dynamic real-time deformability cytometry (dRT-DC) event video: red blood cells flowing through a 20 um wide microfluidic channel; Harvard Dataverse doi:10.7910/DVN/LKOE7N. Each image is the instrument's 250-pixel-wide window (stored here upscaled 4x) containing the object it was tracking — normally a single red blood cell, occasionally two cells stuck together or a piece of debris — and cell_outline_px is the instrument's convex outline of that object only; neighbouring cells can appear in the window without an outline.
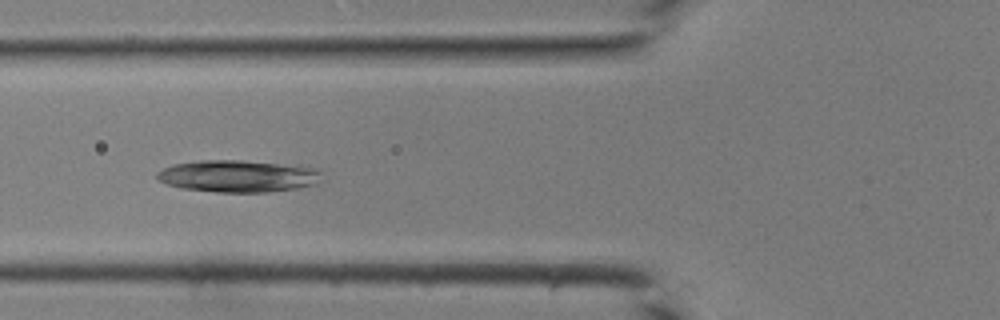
{"species": "common noctule bat (a hibernating species)", "species_latin": "Nyctalus noctula", "temperature_condition": "room temperature", "stored_images_in_passage": 28, "camera_frame_rate_fps": 3000, "um_per_image_px": 0.085, "animal": {"sex": "male", "body_mass_g": 19.0, "forearm_length_mm": 50.8}, "frame": {"image": 1, "passage_image": 8, "time_ms": 2.333, "image_size_px": [1000, 320], "cell_outline_px": [[320, 172], [316, 184], [296, 188], [268, 192], [216, 192], [180, 188], [168, 184], [160, 180], [156, 176], [156, 172], [172, 164], [200, 160], [240, 160], [300, 164], [320, 168]], "centroid_in_image_um": [20.27, 14.95], "position_along_channel_um": 105.5, "area_um2": 31.15}}
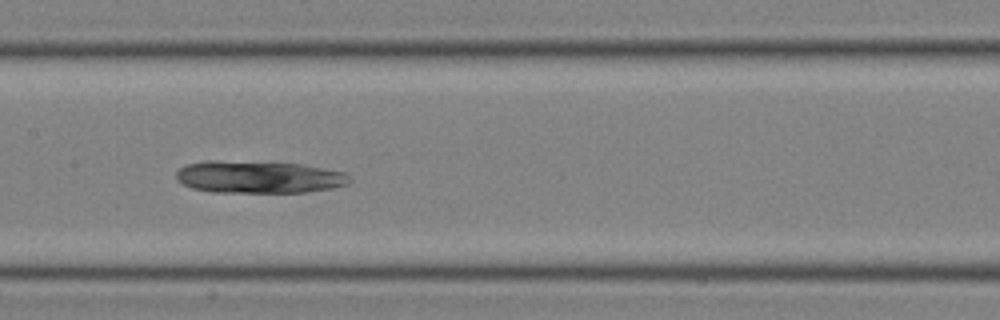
{"frame": {"image": 2, "passage_image": 13, "time_ms": 4.0, "image_size_px": [1000, 320], "cell_outline_px": [[352, 180], [348, 184], [328, 188], [304, 192], [212, 192], [192, 188], [176, 180], [176, 172], [180, 168], [188, 164], [208, 160], [212, 160], [300, 164], [344, 172]], "centroid_in_image_um": [21.95, 15.05], "position_along_channel_um": 185.4, "area_um2": 32.31}}
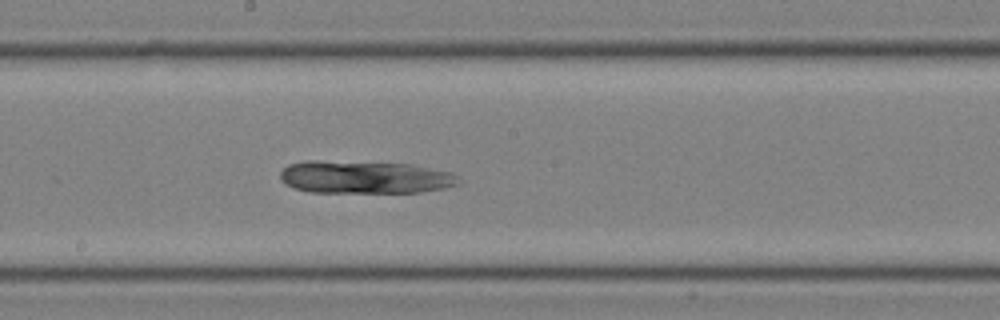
{"frame": {"image": 3, "passage_image": 15, "time_ms": 4.667, "image_size_px": [1000, 320], "cell_outline_px": [[460, 184], [444, 188], [420, 192], [312, 192], [292, 188], [284, 184], [280, 180], [280, 172], [288, 164], [308, 160], [316, 160], [412, 164], [452, 172], [460, 180]], "centroid_in_image_um": [30.98, 15.05], "position_along_channel_um": 217.2, "area_um2": 34.28}}